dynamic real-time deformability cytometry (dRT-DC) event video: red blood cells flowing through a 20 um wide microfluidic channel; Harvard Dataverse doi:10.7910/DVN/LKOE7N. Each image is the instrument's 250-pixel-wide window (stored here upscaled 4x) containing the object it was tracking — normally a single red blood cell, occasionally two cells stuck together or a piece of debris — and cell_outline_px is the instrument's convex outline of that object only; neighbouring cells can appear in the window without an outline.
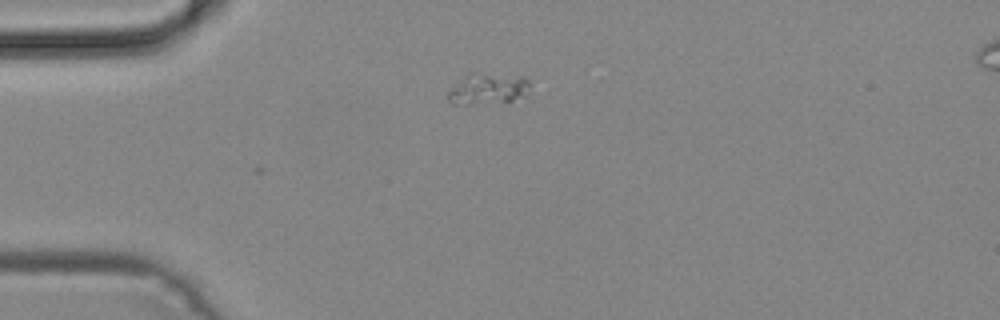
{"species": "common noctule bat (a hibernating species)", "species_latin": "Nyctalus noctula", "temperature_condition": "cold", "stored_images_in_passage": 4, "camera_frame_rate_fps": 3000, "um_per_image_px": 0.085, "animal": {"sex": "male", "body_mass_g": 19.2, "forearm_length_mm": 51.8}, "frame": {"image": 1, "passage_image": 1, "time_ms": 0.0, "image_size_px": [1000, 320], "cell_outline_px": [[528, 84], [512, 100], [468, 104], [452, 104], [448, 100], [448, 92], [468, 72], [472, 72], [528, 80]], "centroid_in_image_um": [41.24, 7.56], "position_along_channel_um": 43.8, "area_um2": 13.35}}